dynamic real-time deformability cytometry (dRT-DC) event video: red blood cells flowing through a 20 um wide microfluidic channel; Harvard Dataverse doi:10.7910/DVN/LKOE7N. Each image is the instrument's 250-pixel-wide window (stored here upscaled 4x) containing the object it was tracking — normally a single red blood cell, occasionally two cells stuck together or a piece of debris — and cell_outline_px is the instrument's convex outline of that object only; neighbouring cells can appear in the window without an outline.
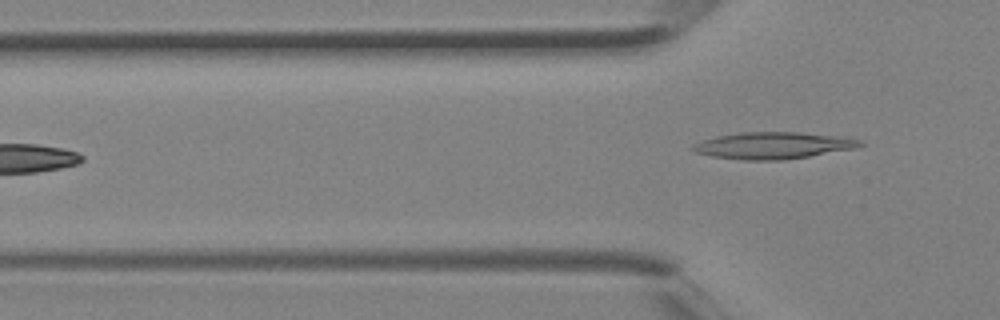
{"species": "Egyptian fruit bat (a non-hibernating species)", "species_latin": "Rousettus aegyptiacus", "temperature_condition": "room temperature", "stored_images_in_passage": 5, "camera_frame_rate_fps": 3000, "um_per_image_px": 0.085, "animal": {"sex": "female"}, "frame": {"image": 1, "passage_image": 5, "time_ms": 1.333, "image_size_px": [1000, 320], "cell_outline_px": [[864, 144], [856, 148], [808, 156], [780, 160], [744, 160], [712, 156], [696, 152], [688, 148], [692, 144], [716, 136], [740, 132], [800, 132], [844, 136], [860, 140]], "centroid_in_image_um": [65.71, 12.35], "position_along_channel_um": 60.1, "area_um2": 26.13}}